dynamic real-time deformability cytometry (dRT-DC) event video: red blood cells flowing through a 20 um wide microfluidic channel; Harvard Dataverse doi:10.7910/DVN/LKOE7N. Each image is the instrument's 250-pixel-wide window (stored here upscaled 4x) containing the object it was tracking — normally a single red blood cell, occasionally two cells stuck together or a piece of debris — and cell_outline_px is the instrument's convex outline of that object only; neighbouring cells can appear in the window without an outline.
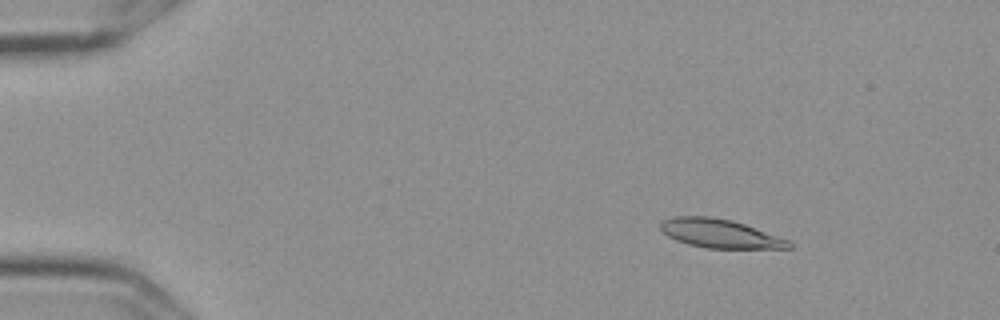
{"species": "Egyptian fruit bat (a non-hibernating species)", "species_latin": "Rousettus aegyptiacus", "temperature_condition": "cold", "stored_images_in_passage": 57, "camera_frame_rate_fps": 3000, "um_per_image_px": 0.085, "frame": {"image": 1, "passage_image": 8, "time_ms": 2.333, "image_size_px": [1000, 320], "cell_outline_px": [[792, 248], [704, 248], [688, 244], [676, 240], [668, 236], [660, 228], [660, 224], [664, 220], [672, 216], [708, 216], [732, 220], [792, 240]], "centroid_in_image_um": [61.22, 19.85], "position_along_channel_um": 23.8, "area_um2": 21.56}}
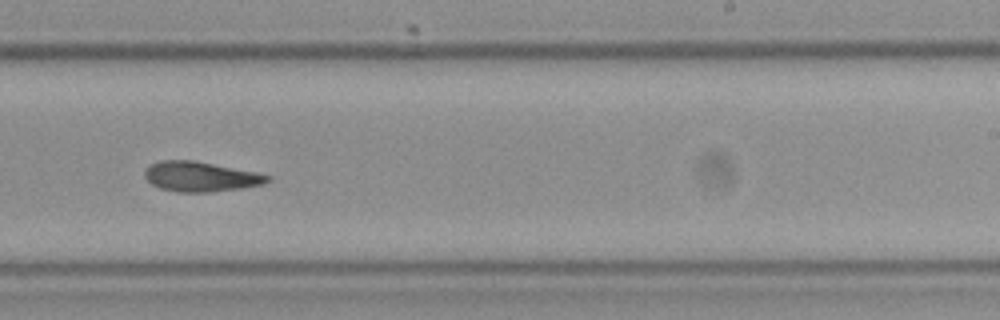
{"frame": {"image": 2, "passage_image": 36, "time_ms": 11.667, "image_size_px": [1000, 320], "cell_outline_px": [[272, 180], [264, 184], [244, 188], [212, 192], [176, 192], [160, 188], [152, 184], [144, 176], [144, 172], [152, 164], [160, 160], [196, 160], [256, 172], [272, 176]], "centroid_in_image_um": [17.1, 15.01], "position_along_channel_um": 271.9, "area_um2": 21.62}}
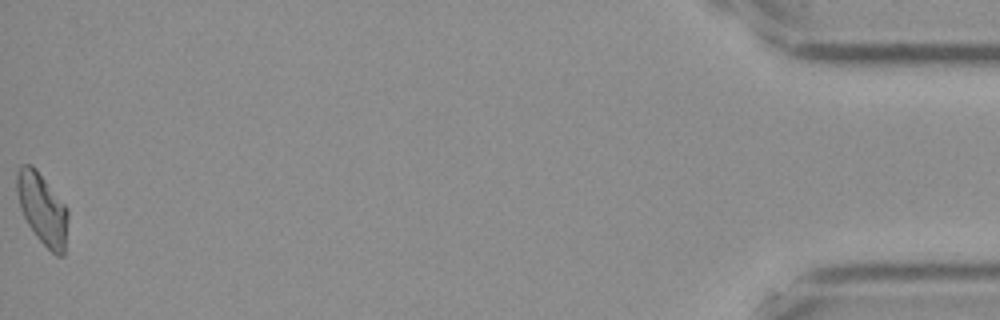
{"frame": {"image": 3, "passage_image": 57, "time_ms": 18.667, "image_size_px": [1000, 320], "cell_outline_px": [[68, 216], [64, 256], [56, 256], [36, 236], [28, 224], [20, 208], [16, 192], [16, 172], [20, 164], [32, 164], [36, 168], [68, 208]], "centroid_in_image_um": [3.59, 17.72], "position_along_channel_um": 431.6, "area_um2": 21.39}, "authors_computed_cell_mechanics": {"area_um2": 21.6172, "velocity_mm_per_s": 3.5957, "shape_relaxation_time_tau1_ms": 7.2533, "shape_relaxation_time_tau2_ms": 5.6763, "deformation_change_tau1": 0.2006, "deformation_change_tau2": 0.1337}}